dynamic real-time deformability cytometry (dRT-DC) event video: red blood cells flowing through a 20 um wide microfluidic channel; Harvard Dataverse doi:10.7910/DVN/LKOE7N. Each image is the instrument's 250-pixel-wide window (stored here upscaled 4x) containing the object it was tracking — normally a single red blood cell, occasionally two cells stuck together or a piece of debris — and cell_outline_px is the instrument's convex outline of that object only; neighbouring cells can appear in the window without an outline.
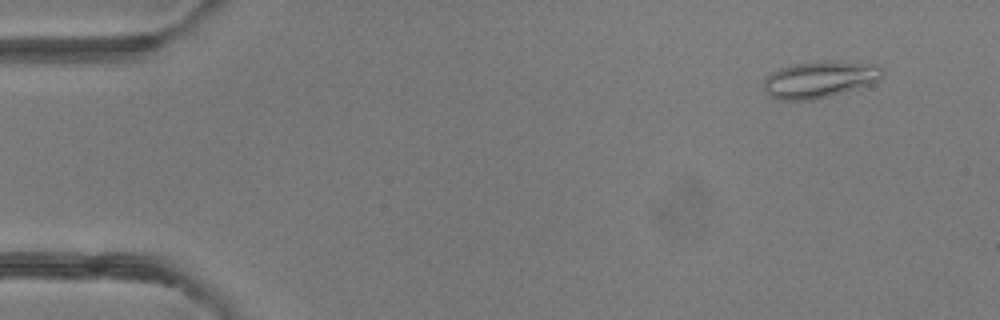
{"species": "common noctule bat (a hibernating species)", "species_latin": "Nyctalus noctula", "temperature_condition": "room temperature", "stored_images_in_passage": 46, "camera_frame_rate_fps": 3000, "um_per_image_px": 0.085, "animal": {"sex": "female"}, "frame": {"image": 1, "passage_image": 1, "time_ms": 0.0, "image_size_px": [1000, 320], "cell_outline_px": [[884, 72], [880, 80], [872, 84], [828, 96], [812, 100], [780, 100], [768, 96], [764, 88], [764, 80], [772, 72], [780, 68], [796, 64], [820, 60], [836, 60], [880, 64], [884, 68]], "centroid_in_image_um": [69.74, 6.73], "position_along_channel_um": 15.3, "area_um2": 25.78}}
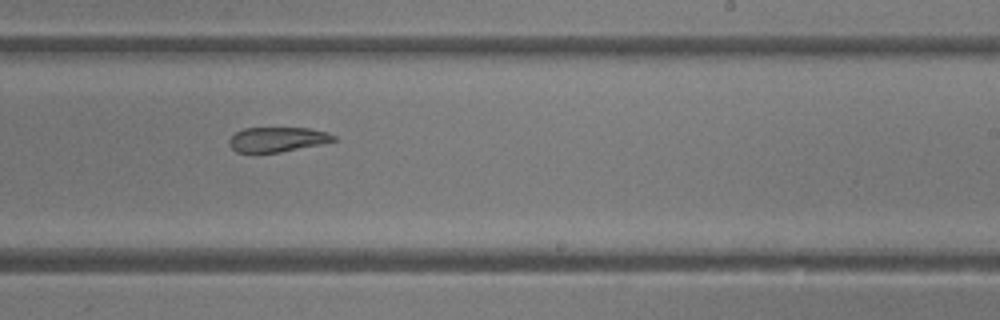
{"frame": {"image": 2, "passage_image": 27, "time_ms": 8.667, "image_size_px": [1000, 320], "cell_outline_px": [[336, 140], [324, 144], [280, 152], [236, 152], [228, 144], [228, 140], [236, 132], [244, 128], [308, 128], [328, 132], [336, 136]], "centroid_in_image_um": [23.6, 11.85], "position_along_channel_um": 265.4, "area_um2": 15.14}}
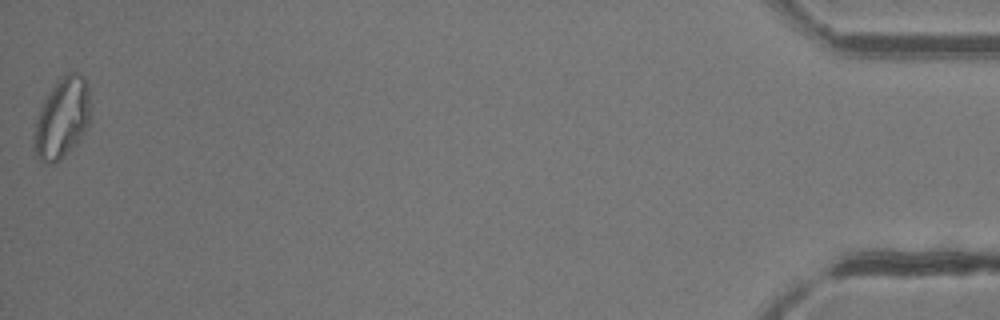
{"frame": {"image": 3, "passage_image": 46, "time_ms": 15.0, "image_size_px": [1000, 320], "cell_outline_px": [[92, 120], [80, 140], [60, 160], [52, 164], [44, 164], [36, 156], [32, 148], [32, 136], [36, 120], [40, 108], [52, 88], [60, 76], [64, 72], [80, 72], [84, 76], [88, 84]], "centroid_in_image_um": [5.29, 10.05], "position_along_channel_um": 429.9, "area_um2": 27.34}, "authors_computed_cell_mechanics": {"area_um2": 19.0451, "velocity_mm_per_s": 4.1834, "shape_relaxation_time_tau1_ms": null, "shape_relaxation_time_tau2_ms": 4.3194, "deformation_change_tau1": null, "deformation_change_tau2": 0.0958}}